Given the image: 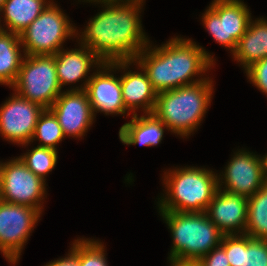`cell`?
I'll list each match as a JSON object with an SVG mask.
<instances>
[{"label": "cell", "instance_id": "1", "mask_svg": "<svg viewBox=\"0 0 267 266\" xmlns=\"http://www.w3.org/2000/svg\"><path fill=\"white\" fill-rule=\"evenodd\" d=\"M102 7L79 35V44L103 62L134 60L150 44L140 20L143 3H103Z\"/></svg>", "mask_w": 267, "mask_h": 266}, {"label": "cell", "instance_id": "2", "mask_svg": "<svg viewBox=\"0 0 267 266\" xmlns=\"http://www.w3.org/2000/svg\"><path fill=\"white\" fill-rule=\"evenodd\" d=\"M151 47L148 44L134 63L145 71L157 94L206 80L201 76L214 65V57L191 39L177 36ZM199 74L200 79H192Z\"/></svg>", "mask_w": 267, "mask_h": 266}, {"label": "cell", "instance_id": "3", "mask_svg": "<svg viewBox=\"0 0 267 266\" xmlns=\"http://www.w3.org/2000/svg\"><path fill=\"white\" fill-rule=\"evenodd\" d=\"M213 81L206 80L157 94L153 113L169 131L187 137L198 128L211 103Z\"/></svg>", "mask_w": 267, "mask_h": 266}, {"label": "cell", "instance_id": "4", "mask_svg": "<svg viewBox=\"0 0 267 266\" xmlns=\"http://www.w3.org/2000/svg\"><path fill=\"white\" fill-rule=\"evenodd\" d=\"M171 231L168 261H198L221 244L224 234L206 212L159 211Z\"/></svg>", "mask_w": 267, "mask_h": 266}, {"label": "cell", "instance_id": "5", "mask_svg": "<svg viewBox=\"0 0 267 266\" xmlns=\"http://www.w3.org/2000/svg\"><path fill=\"white\" fill-rule=\"evenodd\" d=\"M166 195L158 199L159 211L205 212L218 190V174L198 167L164 172Z\"/></svg>", "mask_w": 267, "mask_h": 266}, {"label": "cell", "instance_id": "6", "mask_svg": "<svg viewBox=\"0 0 267 266\" xmlns=\"http://www.w3.org/2000/svg\"><path fill=\"white\" fill-rule=\"evenodd\" d=\"M68 19L57 4L50 2L20 34L23 55H55L63 49L66 39L79 34Z\"/></svg>", "mask_w": 267, "mask_h": 266}, {"label": "cell", "instance_id": "7", "mask_svg": "<svg viewBox=\"0 0 267 266\" xmlns=\"http://www.w3.org/2000/svg\"><path fill=\"white\" fill-rule=\"evenodd\" d=\"M12 88L20 97L49 109L63 92L54 55H25Z\"/></svg>", "mask_w": 267, "mask_h": 266}, {"label": "cell", "instance_id": "8", "mask_svg": "<svg viewBox=\"0 0 267 266\" xmlns=\"http://www.w3.org/2000/svg\"><path fill=\"white\" fill-rule=\"evenodd\" d=\"M251 19L247 5L241 0H213L202 16L203 25L213 39L232 53Z\"/></svg>", "mask_w": 267, "mask_h": 266}, {"label": "cell", "instance_id": "9", "mask_svg": "<svg viewBox=\"0 0 267 266\" xmlns=\"http://www.w3.org/2000/svg\"><path fill=\"white\" fill-rule=\"evenodd\" d=\"M46 183L36 176L19 157L2 165L0 200L7 203L26 205L42 213L46 197Z\"/></svg>", "mask_w": 267, "mask_h": 266}, {"label": "cell", "instance_id": "10", "mask_svg": "<svg viewBox=\"0 0 267 266\" xmlns=\"http://www.w3.org/2000/svg\"><path fill=\"white\" fill-rule=\"evenodd\" d=\"M41 214L35 208L0 200V251L10 264L19 261Z\"/></svg>", "mask_w": 267, "mask_h": 266}, {"label": "cell", "instance_id": "11", "mask_svg": "<svg viewBox=\"0 0 267 266\" xmlns=\"http://www.w3.org/2000/svg\"><path fill=\"white\" fill-rule=\"evenodd\" d=\"M266 183L264 157L247 150H238L224 173L222 171V175L218 176V188L222 189L225 184L223 190L247 198L254 195Z\"/></svg>", "mask_w": 267, "mask_h": 266}, {"label": "cell", "instance_id": "12", "mask_svg": "<svg viewBox=\"0 0 267 266\" xmlns=\"http://www.w3.org/2000/svg\"><path fill=\"white\" fill-rule=\"evenodd\" d=\"M44 110L14 92L0 107V134L14 144H31L35 126Z\"/></svg>", "mask_w": 267, "mask_h": 266}, {"label": "cell", "instance_id": "13", "mask_svg": "<svg viewBox=\"0 0 267 266\" xmlns=\"http://www.w3.org/2000/svg\"><path fill=\"white\" fill-rule=\"evenodd\" d=\"M49 110L57 118L65 137L85 136L95 119L85 90L62 92Z\"/></svg>", "mask_w": 267, "mask_h": 266}, {"label": "cell", "instance_id": "14", "mask_svg": "<svg viewBox=\"0 0 267 266\" xmlns=\"http://www.w3.org/2000/svg\"><path fill=\"white\" fill-rule=\"evenodd\" d=\"M99 68L103 70L98 69L91 74L85 88L94 116L97 112L106 115L126 114L128 110L123 101L120 77L111 73L114 72V62H103Z\"/></svg>", "mask_w": 267, "mask_h": 266}, {"label": "cell", "instance_id": "15", "mask_svg": "<svg viewBox=\"0 0 267 266\" xmlns=\"http://www.w3.org/2000/svg\"><path fill=\"white\" fill-rule=\"evenodd\" d=\"M248 198L218 188L205 211L224 235L245 234Z\"/></svg>", "mask_w": 267, "mask_h": 266}, {"label": "cell", "instance_id": "16", "mask_svg": "<svg viewBox=\"0 0 267 266\" xmlns=\"http://www.w3.org/2000/svg\"><path fill=\"white\" fill-rule=\"evenodd\" d=\"M134 64V60L114 61V69L124 70L120 77L121 91L125 108L133 111L132 115L137 114L135 110L142 107L145 113H153L157 93L153 89L145 71L140 67L139 71H126L129 65ZM126 71V73H125ZM132 109V110H131Z\"/></svg>", "mask_w": 267, "mask_h": 266}, {"label": "cell", "instance_id": "17", "mask_svg": "<svg viewBox=\"0 0 267 266\" xmlns=\"http://www.w3.org/2000/svg\"><path fill=\"white\" fill-rule=\"evenodd\" d=\"M80 49L59 50L55 55V66L58 82L62 88L66 84H74L85 78V82L78 87L70 90H85L91 76H88L91 67L97 69L103 64V61L93 53L87 46L80 44ZM95 65V66H94ZM88 76V78H86Z\"/></svg>", "mask_w": 267, "mask_h": 266}, {"label": "cell", "instance_id": "18", "mask_svg": "<svg viewBox=\"0 0 267 266\" xmlns=\"http://www.w3.org/2000/svg\"><path fill=\"white\" fill-rule=\"evenodd\" d=\"M220 246L230 266H267V240L247 234L224 235Z\"/></svg>", "mask_w": 267, "mask_h": 266}, {"label": "cell", "instance_id": "19", "mask_svg": "<svg viewBox=\"0 0 267 266\" xmlns=\"http://www.w3.org/2000/svg\"><path fill=\"white\" fill-rule=\"evenodd\" d=\"M164 129L169 131L154 113H145L139 117L135 114L130 122L120 127L119 139L124 145L157 146L163 139Z\"/></svg>", "mask_w": 267, "mask_h": 266}, {"label": "cell", "instance_id": "20", "mask_svg": "<svg viewBox=\"0 0 267 266\" xmlns=\"http://www.w3.org/2000/svg\"><path fill=\"white\" fill-rule=\"evenodd\" d=\"M232 54L244 70L267 57V19H251Z\"/></svg>", "mask_w": 267, "mask_h": 266}, {"label": "cell", "instance_id": "21", "mask_svg": "<svg viewBox=\"0 0 267 266\" xmlns=\"http://www.w3.org/2000/svg\"><path fill=\"white\" fill-rule=\"evenodd\" d=\"M47 0H6L1 12L6 31L20 35L48 6Z\"/></svg>", "mask_w": 267, "mask_h": 266}, {"label": "cell", "instance_id": "22", "mask_svg": "<svg viewBox=\"0 0 267 266\" xmlns=\"http://www.w3.org/2000/svg\"><path fill=\"white\" fill-rule=\"evenodd\" d=\"M20 35L5 32L0 35V84L12 87L18 77L19 69L25 57L21 54Z\"/></svg>", "mask_w": 267, "mask_h": 266}, {"label": "cell", "instance_id": "23", "mask_svg": "<svg viewBox=\"0 0 267 266\" xmlns=\"http://www.w3.org/2000/svg\"><path fill=\"white\" fill-rule=\"evenodd\" d=\"M245 234L267 240V183L248 198Z\"/></svg>", "mask_w": 267, "mask_h": 266}, {"label": "cell", "instance_id": "24", "mask_svg": "<svg viewBox=\"0 0 267 266\" xmlns=\"http://www.w3.org/2000/svg\"><path fill=\"white\" fill-rule=\"evenodd\" d=\"M64 137L62 128L55 115L49 109H45L35 126L31 142L38 138V141H40L38 146L57 150V144L61 142Z\"/></svg>", "mask_w": 267, "mask_h": 266}, {"label": "cell", "instance_id": "25", "mask_svg": "<svg viewBox=\"0 0 267 266\" xmlns=\"http://www.w3.org/2000/svg\"><path fill=\"white\" fill-rule=\"evenodd\" d=\"M57 152L58 151L55 149L37 145V147L28 150V152L19 158L36 176L46 181V175L49 174L57 164Z\"/></svg>", "mask_w": 267, "mask_h": 266}, {"label": "cell", "instance_id": "26", "mask_svg": "<svg viewBox=\"0 0 267 266\" xmlns=\"http://www.w3.org/2000/svg\"><path fill=\"white\" fill-rule=\"evenodd\" d=\"M104 244L93 239H79L80 266H108Z\"/></svg>", "mask_w": 267, "mask_h": 266}, {"label": "cell", "instance_id": "27", "mask_svg": "<svg viewBox=\"0 0 267 266\" xmlns=\"http://www.w3.org/2000/svg\"><path fill=\"white\" fill-rule=\"evenodd\" d=\"M245 73L249 81L267 95V57L253 63Z\"/></svg>", "mask_w": 267, "mask_h": 266}, {"label": "cell", "instance_id": "28", "mask_svg": "<svg viewBox=\"0 0 267 266\" xmlns=\"http://www.w3.org/2000/svg\"><path fill=\"white\" fill-rule=\"evenodd\" d=\"M198 263L201 266H230L226 252L220 245L202 256Z\"/></svg>", "mask_w": 267, "mask_h": 266}, {"label": "cell", "instance_id": "29", "mask_svg": "<svg viewBox=\"0 0 267 266\" xmlns=\"http://www.w3.org/2000/svg\"><path fill=\"white\" fill-rule=\"evenodd\" d=\"M70 252L65 258L51 261L45 266H80L79 265V239L74 240Z\"/></svg>", "mask_w": 267, "mask_h": 266}, {"label": "cell", "instance_id": "30", "mask_svg": "<svg viewBox=\"0 0 267 266\" xmlns=\"http://www.w3.org/2000/svg\"><path fill=\"white\" fill-rule=\"evenodd\" d=\"M94 2L97 4H103V3H115V4H119V3H145L144 0H84L82 2Z\"/></svg>", "mask_w": 267, "mask_h": 266}, {"label": "cell", "instance_id": "31", "mask_svg": "<svg viewBox=\"0 0 267 266\" xmlns=\"http://www.w3.org/2000/svg\"><path fill=\"white\" fill-rule=\"evenodd\" d=\"M171 266H201L198 261H171Z\"/></svg>", "mask_w": 267, "mask_h": 266}, {"label": "cell", "instance_id": "32", "mask_svg": "<svg viewBox=\"0 0 267 266\" xmlns=\"http://www.w3.org/2000/svg\"><path fill=\"white\" fill-rule=\"evenodd\" d=\"M264 157V162H265V173H266V178H267V154H265Z\"/></svg>", "mask_w": 267, "mask_h": 266}, {"label": "cell", "instance_id": "33", "mask_svg": "<svg viewBox=\"0 0 267 266\" xmlns=\"http://www.w3.org/2000/svg\"><path fill=\"white\" fill-rule=\"evenodd\" d=\"M0 12H1V10H0ZM0 15H2V14L0 13ZM0 23H1V17H0ZM5 32H6V30L0 25V35L5 33Z\"/></svg>", "mask_w": 267, "mask_h": 266}, {"label": "cell", "instance_id": "34", "mask_svg": "<svg viewBox=\"0 0 267 266\" xmlns=\"http://www.w3.org/2000/svg\"><path fill=\"white\" fill-rule=\"evenodd\" d=\"M2 165H3V162L2 163L0 162V186H1V170H2Z\"/></svg>", "mask_w": 267, "mask_h": 266}, {"label": "cell", "instance_id": "35", "mask_svg": "<svg viewBox=\"0 0 267 266\" xmlns=\"http://www.w3.org/2000/svg\"><path fill=\"white\" fill-rule=\"evenodd\" d=\"M5 1H6V0H0V10H1L2 5L4 4Z\"/></svg>", "mask_w": 267, "mask_h": 266}]
</instances>
